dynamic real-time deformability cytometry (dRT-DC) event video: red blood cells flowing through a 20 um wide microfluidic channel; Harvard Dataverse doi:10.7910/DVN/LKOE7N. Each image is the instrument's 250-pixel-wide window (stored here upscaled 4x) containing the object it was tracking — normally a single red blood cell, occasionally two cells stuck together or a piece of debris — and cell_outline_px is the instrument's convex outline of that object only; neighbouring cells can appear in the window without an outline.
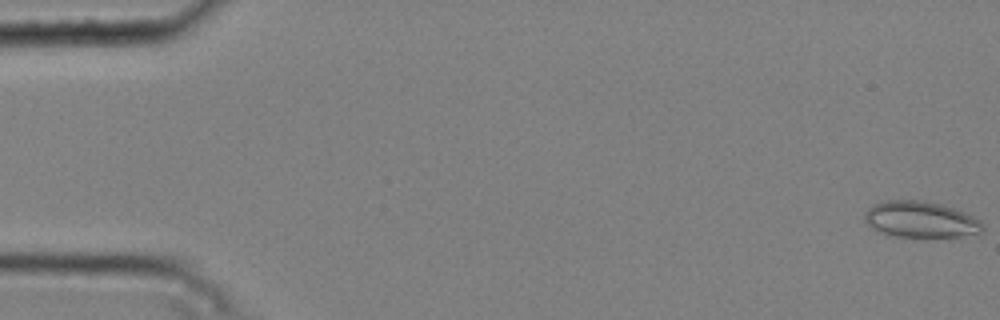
{"species": "common noctule bat (a hibernating species)", "species_latin": "Nyctalus noctula", "temperature_condition": "cold", "stored_images_in_passage": 6, "camera_frame_rate_fps": 3000, "um_per_image_px": 0.085, "animal": {"sex": "male", "body_mass_g": 20.4}, "frame": {"image": 1, "passage_image": 1, "time_ms": 0.0, "image_size_px": [1000, 320], "cell_outline_px": [[984, 228], [980, 232], [960, 236], [896, 236], [872, 228], [864, 220], [864, 212], [872, 204], [888, 200], [924, 200], [940, 204], [964, 212], [980, 220]], "centroid_in_image_um": [78.22, 18.63], "position_along_channel_um": 6.8, "area_um2": 24.51}}